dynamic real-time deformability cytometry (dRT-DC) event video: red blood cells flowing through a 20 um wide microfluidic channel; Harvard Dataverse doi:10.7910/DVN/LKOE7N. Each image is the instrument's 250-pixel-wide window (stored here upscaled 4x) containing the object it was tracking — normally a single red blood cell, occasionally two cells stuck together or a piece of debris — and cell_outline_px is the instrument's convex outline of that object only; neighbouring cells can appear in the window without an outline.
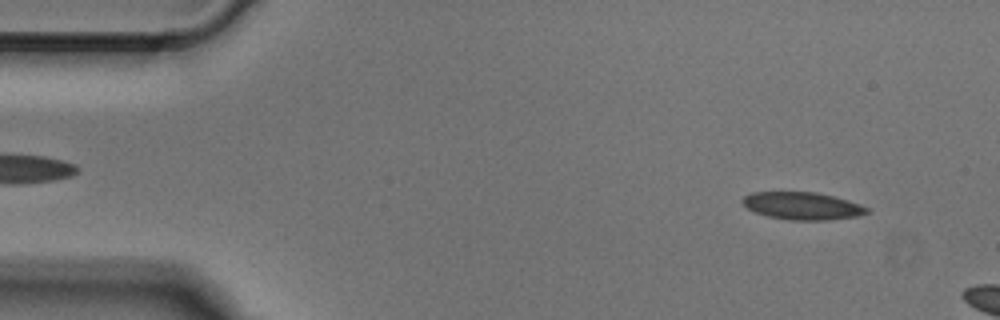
{"species": "Egyptian fruit bat (a non-hibernating species)", "species_latin": "Rousettus aegyptiacus", "temperature_condition": "cold", "stored_images_in_passage": 7, "camera_frame_rate_fps": 3000, "um_per_image_px": 0.085, "animal": {"sex": "male"}, "frame": {"image": 1, "passage_image": 3, "time_ms": 0.667, "image_size_px": [1000, 320], "cell_outline_px": [[872, 208], [868, 212], [856, 216], [828, 220], [788, 220], [768, 216], [756, 212], [748, 208], [740, 200], [744, 196], [752, 192], [816, 192], [848, 200]], "centroid_in_image_um": [68.21, 17.5], "position_along_channel_um": 16.8, "area_um2": 19.88}}